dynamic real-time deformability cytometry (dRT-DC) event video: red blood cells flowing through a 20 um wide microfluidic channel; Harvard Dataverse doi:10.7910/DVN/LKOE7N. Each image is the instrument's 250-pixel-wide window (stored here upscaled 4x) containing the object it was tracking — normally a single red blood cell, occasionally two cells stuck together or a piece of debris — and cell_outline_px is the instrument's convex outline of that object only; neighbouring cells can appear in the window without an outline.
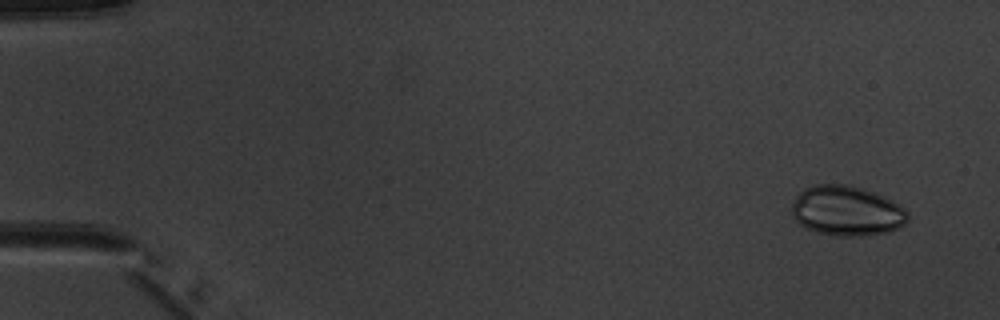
{"species": "common noctule bat (a hibernating species)", "species_latin": "Nyctalus noctula", "temperature_condition": "warm", "stored_images_in_passage": 7, "camera_frame_rate_fps": 3000, "um_per_image_px": 0.085, "animal": {"sex": "male", "body_mass_g": 20.1, "forearm_length_mm": 53.5}, "frame": {"image": 1, "passage_image": 1, "time_ms": 0.0, "image_size_px": [1000, 320], "cell_outline_px": [[908, 220], [900, 228], [888, 232], [864, 236], [832, 236], [816, 232], [800, 224], [792, 216], [792, 204], [796, 196], [804, 188], [816, 184], [852, 184], [876, 192], [900, 204], [908, 212]], "centroid_in_image_um": [72.0, 17.92], "position_along_channel_um": 13.0, "area_um2": 34.33}}
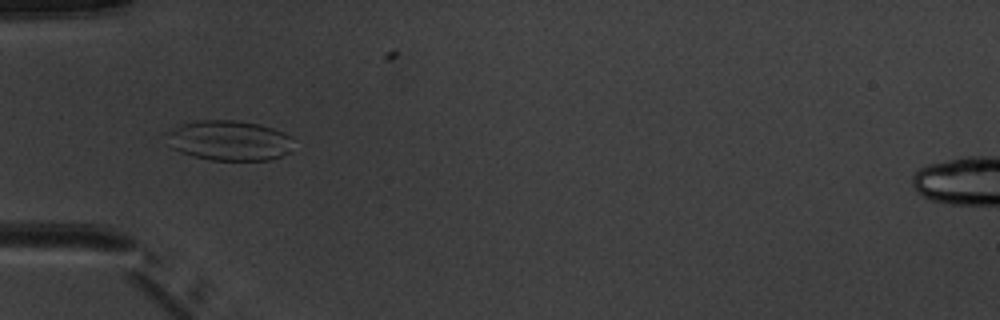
{"frame": {"image": 2, "passage_image": 5, "time_ms": 4.667, "image_size_px": [1000, 320], "cell_outline_px": [[292, 152], [268, 160], [212, 160], [192, 156], [180, 152], [172, 148], [164, 132], [180, 124], [196, 120], [240, 120], [260, 124], [284, 132], [292, 136]], "centroid_in_image_um": [19.48, 11.93], "position_along_channel_um": 65.5, "area_um2": 30.11}}
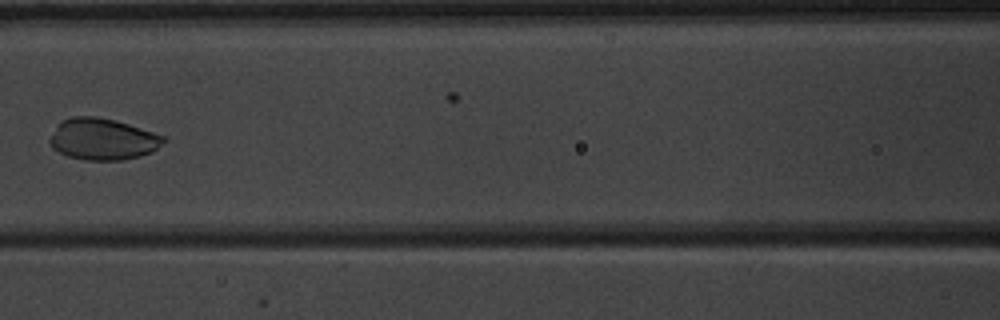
{"frame": {"image": 3, "passage_image": 7, "time_ms": 7.0, "image_size_px": [1000, 320], "cell_outline_px": [[168, 140], [152, 152], [140, 156], [124, 160], [84, 160], [68, 156], [52, 148], [48, 140], [56, 128], [64, 120], [72, 116], [96, 116], [116, 120], [164, 136]], "centroid_in_image_um": [8.75, 11.83], "position_along_channel_um": 157.8, "area_um2": 27.46}}